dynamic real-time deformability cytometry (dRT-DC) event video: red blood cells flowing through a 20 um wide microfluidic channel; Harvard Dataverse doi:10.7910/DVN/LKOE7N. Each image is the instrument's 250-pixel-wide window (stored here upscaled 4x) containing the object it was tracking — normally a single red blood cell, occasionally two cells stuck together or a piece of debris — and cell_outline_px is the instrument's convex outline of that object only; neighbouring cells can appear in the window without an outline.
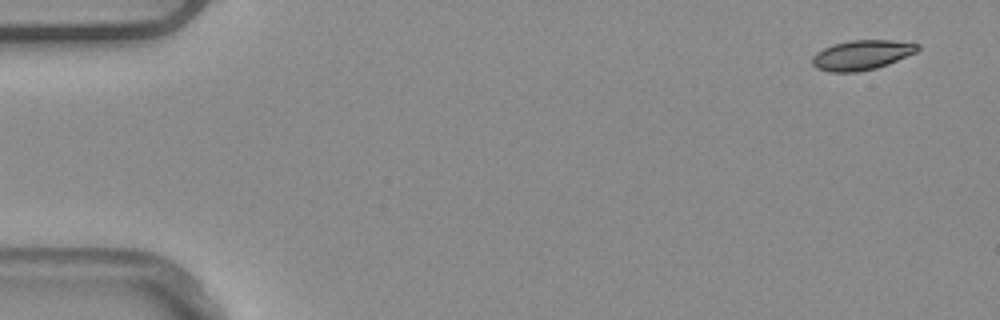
{"species": "common noctule bat (a hibernating species)", "species_latin": "Nyctalus noctula", "temperature_condition": "warm", "stored_images_in_passage": 6, "camera_frame_rate_fps": 3000, "um_per_image_px": 0.085, "animal": {"sex": "male", "body_mass_g": 20.4}, "frame": {"image": 1, "passage_image": 1, "time_ms": 0.0, "image_size_px": [1000, 320], "cell_outline_px": [[920, 48], [916, 52], [888, 64], [876, 68], [856, 72], [828, 72], [816, 68], [812, 64], [812, 56], [816, 52], [832, 44], [852, 40], [892, 40], [920, 44]], "centroid_in_image_um": [73.23, 4.67], "position_along_channel_um": 11.8, "area_um2": 18.32}}
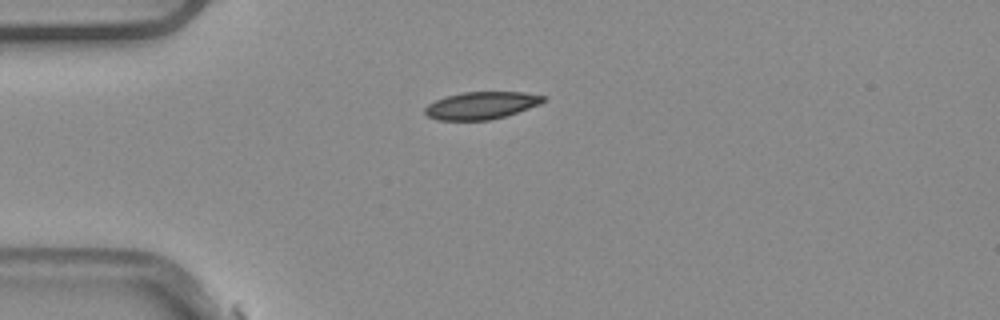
{"frame": {"image": 2, "passage_image": 4, "time_ms": 1.0, "image_size_px": [1000, 320], "cell_outline_px": [[544, 100], [540, 104], [504, 116], [488, 120], [436, 120], [428, 116], [424, 112], [424, 108], [428, 104], [436, 100], [448, 96], [464, 92], [524, 92], [544, 96]], "centroid_in_image_um": [40.88, 8.96], "position_along_channel_um": 44.1, "area_um2": 18.61}}